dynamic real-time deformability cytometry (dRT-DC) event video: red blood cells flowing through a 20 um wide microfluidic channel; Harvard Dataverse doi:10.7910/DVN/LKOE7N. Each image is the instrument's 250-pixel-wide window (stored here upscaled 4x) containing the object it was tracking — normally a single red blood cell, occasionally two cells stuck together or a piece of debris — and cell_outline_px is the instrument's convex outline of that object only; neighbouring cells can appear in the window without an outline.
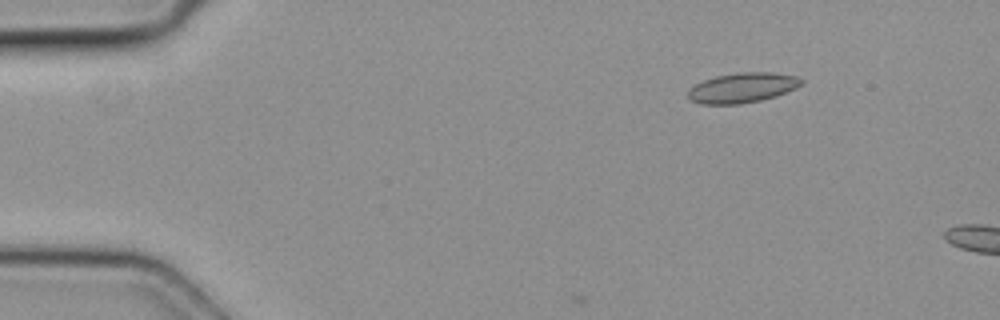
{"species": "common noctule bat (a hibernating species)", "species_latin": "Nyctalus noctula", "temperature_condition": "cold", "stored_images_in_passage": 4, "camera_frame_rate_fps": 3000, "um_per_image_px": 0.085, "animal": {"sex": "female", "body_mass_g": 19.3, "forearm_length_mm": 54.1}, "frame": {"image": 1, "passage_image": 2, "time_ms": 0.333, "image_size_px": [1000, 320], "cell_outline_px": [[804, 80], [796, 88], [776, 96], [760, 100], [740, 104], [700, 104], [692, 100], [688, 96], [688, 88], [704, 80], [716, 76], [736, 72], [772, 72], [796, 76]], "centroid_in_image_um": [63.09, 7.45], "position_along_channel_um": 21.9, "area_um2": 19.77}}